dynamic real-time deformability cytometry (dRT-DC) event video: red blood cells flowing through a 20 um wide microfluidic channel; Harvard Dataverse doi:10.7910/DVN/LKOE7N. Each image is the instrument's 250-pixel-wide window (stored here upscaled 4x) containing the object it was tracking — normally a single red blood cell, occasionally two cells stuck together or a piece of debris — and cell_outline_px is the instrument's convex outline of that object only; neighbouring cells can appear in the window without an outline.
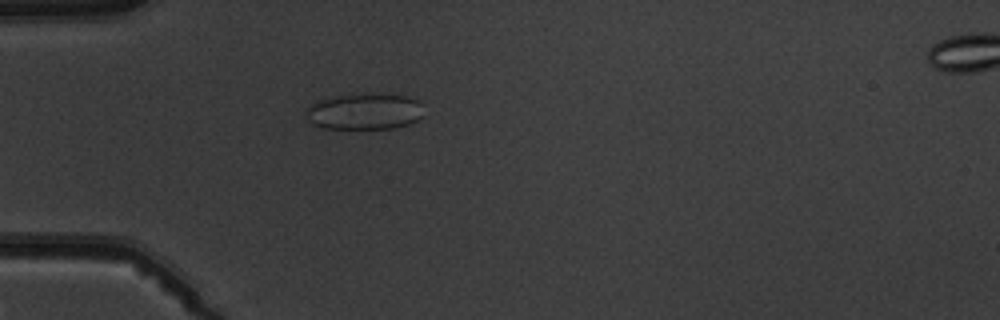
{"species": "common noctule bat (a hibernating species)", "species_latin": "Nyctalus noctula", "temperature_condition": "warm", "stored_images_in_passage": 5, "camera_frame_rate_fps": 3000, "um_per_image_px": 0.085, "animal": {"sex": "male", "body_mass_g": 19.5, "forearm_length_mm": 54.6}, "frame": {"image": 1, "passage_image": 4, "time_ms": 4.333, "image_size_px": [1000, 320], "cell_outline_px": [[424, 116], [408, 124], [396, 128], [324, 128], [312, 124], [304, 116], [304, 112], [312, 104], [320, 100], [336, 96], [396, 92], [408, 96], [416, 100], [420, 104]], "centroid_in_image_um": [31.01, 9.46], "position_along_channel_um": 54.0, "area_um2": 25.09}}